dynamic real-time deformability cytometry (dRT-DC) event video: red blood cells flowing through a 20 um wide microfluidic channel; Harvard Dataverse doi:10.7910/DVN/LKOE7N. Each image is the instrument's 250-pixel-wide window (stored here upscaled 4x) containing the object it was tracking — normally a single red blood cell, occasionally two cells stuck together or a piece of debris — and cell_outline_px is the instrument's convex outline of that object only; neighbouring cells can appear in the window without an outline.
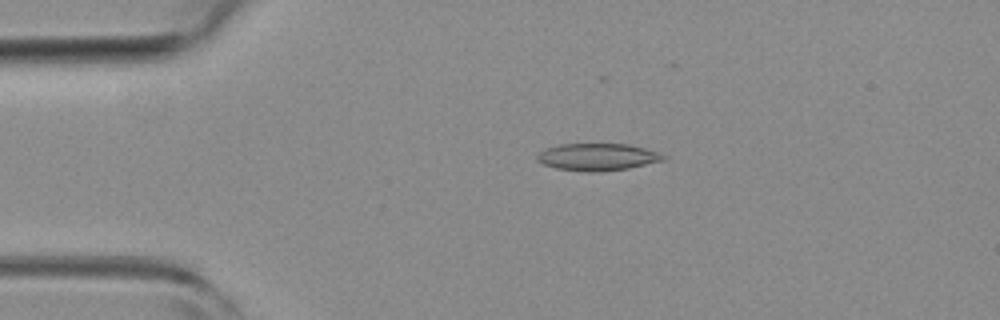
{"species": "common noctule bat (a hibernating species)", "species_latin": "Nyctalus noctula", "temperature_condition": "room temperature", "stored_images_in_passage": 3, "camera_frame_rate_fps": 3000, "um_per_image_px": 0.085, "animal": {"sex": "female", "body_mass_g": 19.3, "forearm_length_mm": 54.1}, "frame": {"image": 1, "passage_image": 3, "time_ms": 0.667, "image_size_px": [1000, 320], "cell_outline_px": [[668, 156], [664, 160], [628, 168], [600, 172], [584, 172], [556, 168], [544, 164], [536, 160], [536, 156], [544, 148], [560, 144], [628, 144], [660, 152]], "centroid_in_image_um": [50.79, 13.34], "position_along_channel_um": 34.2, "area_um2": 20.11}}